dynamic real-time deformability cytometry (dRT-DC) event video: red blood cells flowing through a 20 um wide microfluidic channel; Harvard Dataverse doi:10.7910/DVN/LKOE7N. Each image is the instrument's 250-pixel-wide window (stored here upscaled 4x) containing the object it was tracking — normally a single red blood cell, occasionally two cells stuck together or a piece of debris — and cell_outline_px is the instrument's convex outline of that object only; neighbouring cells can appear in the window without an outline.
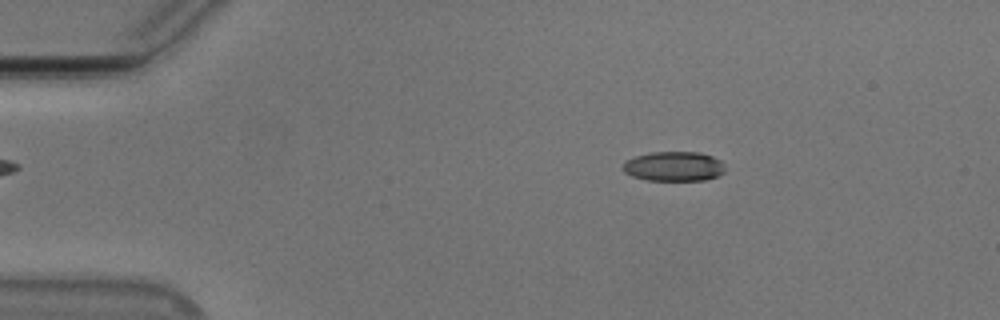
{"species": "Egyptian fruit bat (a non-hibernating species)", "species_latin": "Rousettus aegyptiacus", "temperature_condition": "cold", "stored_images_in_passage": 55, "camera_frame_rate_fps": 3000, "um_per_image_px": 0.085, "animal": {"sex": "male"}, "frame": {"image": 1, "passage_image": 10, "time_ms": 3.0, "image_size_px": [1000, 320], "cell_outline_px": [[724, 172], [716, 176], [704, 180], [648, 180], [632, 176], [624, 172], [624, 164], [628, 160], [636, 156], [652, 152], [700, 152], [712, 156], [720, 160], [724, 164]], "centroid_in_image_um": [57.31, 14.14], "position_along_channel_um": 27.7, "area_um2": 17.46}}
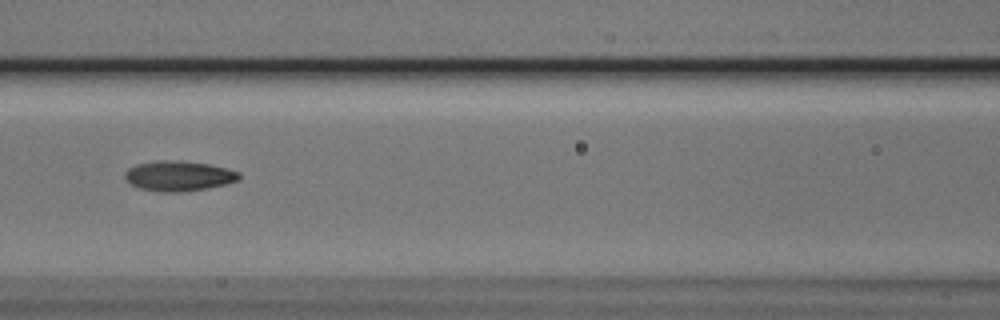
{"frame": {"image": 2, "passage_image": 25, "time_ms": 8.0, "image_size_px": [1000, 320], "cell_outline_px": [[240, 180], [208, 188], [184, 192], [160, 192], [140, 188], [132, 184], [124, 176], [124, 172], [128, 168], [136, 164], [160, 160], [180, 160], [208, 164], [228, 168], [240, 172]], "centroid_in_image_um": [15.21, 14.95], "position_along_channel_um": 151.4, "area_um2": 20.17}}
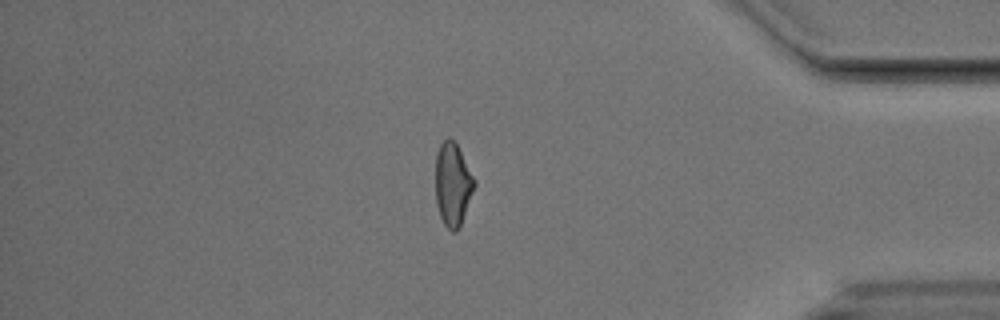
{"frame": {"image": 3, "passage_image": 47, "time_ms": 15.333, "image_size_px": [1000, 320], "cell_outline_px": [[476, 184], [460, 228], [456, 232], [452, 232], [444, 224], [440, 216], [436, 204], [436, 152], [440, 144], [448, 136], [456, 144]], "centroid_in_image_um": [38.47, 15.72], "position_along_channel_um": 396.7, "area_um2": 18.61}, "authors_computed_cell_mechanics": {"area_um2": 18.785, "velocity_mm_per_s": 3.778, "shape_relaxation_time_tau1_ms": 4.4958, "shape_relaxation_time_tau2_ms": 2.0138, "deformation_change_tau1": 0.1435, "deformation_change_tau2": 0.0832}}